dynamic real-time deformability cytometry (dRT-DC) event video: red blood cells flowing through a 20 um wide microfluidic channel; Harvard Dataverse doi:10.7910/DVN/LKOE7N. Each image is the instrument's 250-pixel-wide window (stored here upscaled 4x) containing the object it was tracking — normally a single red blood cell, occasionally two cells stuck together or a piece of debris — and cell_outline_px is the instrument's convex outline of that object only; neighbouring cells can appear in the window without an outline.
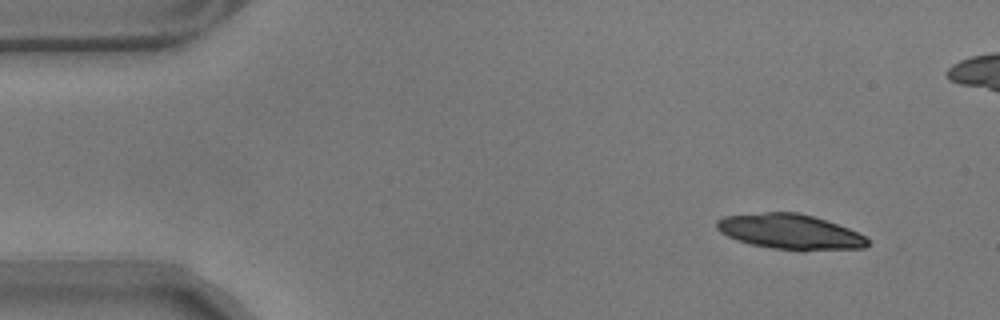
{"species": "common noctule bat (a hibernating species)", "species_latin": "Nyctalus noctula", "temperature_condition": "warm", "stored_images_in_passage": 53, "camera_frame_rate_fps": 3000, "um_per_image_px": 0.085, "animal": {"sex": "male", "body_mass_g": 17.9}, "frame": {"image": 1, "passage_image": 1, "time_ms": 0.0, "image_size_px": [1000, 320], "cell_outline_px": [[868, 244], [864, 248], [804, 252], [772, 248], [752, 244], [736, 240], [720, 232], [716, 228], [716, 220], [724, 216], [764, 212], [800, 212], [848, 228], [864, 236], [868, 240]], "centroid_in_image_um": [67.15, 19.71], "position_along_channel_um": 17.9, "area_um2": 31.15}}